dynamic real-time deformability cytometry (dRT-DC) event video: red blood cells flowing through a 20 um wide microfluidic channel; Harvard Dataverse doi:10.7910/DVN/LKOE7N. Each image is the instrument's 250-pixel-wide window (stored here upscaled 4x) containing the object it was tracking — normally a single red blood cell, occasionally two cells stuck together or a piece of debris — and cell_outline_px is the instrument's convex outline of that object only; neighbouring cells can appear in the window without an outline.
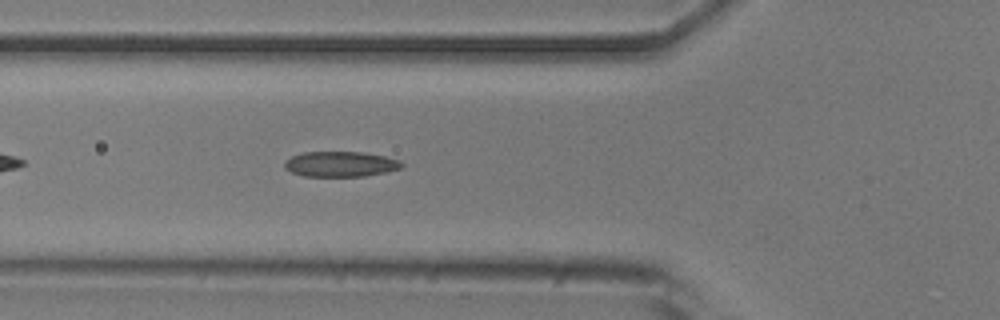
{"species": "common noctule bat (a hibernating species)", "species_latin": "Nyctalus noctula", "temperature_condition": "room temperature", "stored_images_in_passage": 39, "camera_frame_rate_fps": 3000, "um_per_image_px": 0.085, "animal": {"sex": "male", "body_mass_g": 20.5, "forearm_length_mm": 52.5}, "frame": {"image": 1, "passage_image": 7, "time_ms": 2.0, "image_size_px": [1000, 320], "cell_outline_px": [[404, 164], [400, 168], [388, 172], [364, 176], [304, 176], [292, 172], [284, 168], [284, 160], [292, 156], [304, 152], [360, 152], [384, 156], [400, 160]], "centroid_in_image_um": [28.94, 13.95], "position_along_channel_um": 96.9, "area_um2": 17.28}}
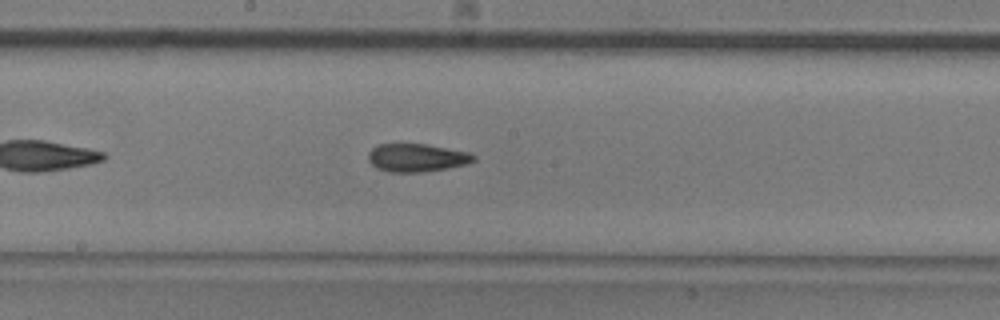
{"frame": {"image": 2, "passage_image": 16, "time_ms": 5.0, "image_size_px": [1000, 320], "cell_outline_px": [[476, 160], [468, 164], [448, 168], [420, 172], [388, 172], [376, 168], [368, 160], [368, 152], [376, 144], [428, 144], [472, 152], [476, 156]], "centroid_in_image_um": [35.46, 13.4], "position_along_channel_um": 212.7, "area_um2": 17.57}}
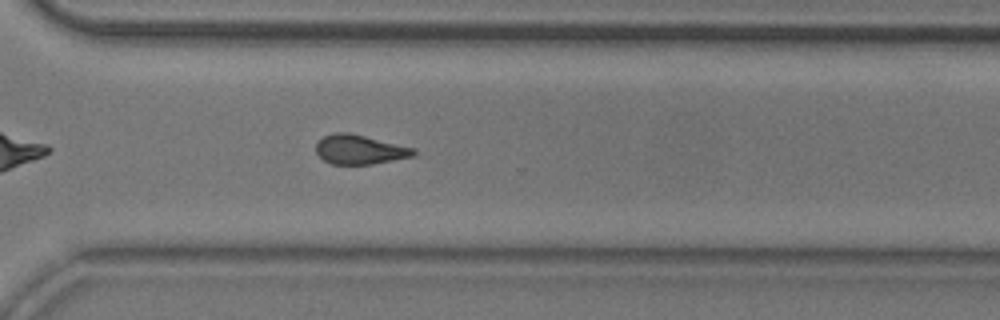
{"frame": {"image": 3, "passage_image": 26, "time_ms": 8.333, "image_size_px": [1000, 320], "cell_outline_px": [[416, 156], [372, 164], [332, 164], [324, 160], [316, 152], [316, 144], [324, 136], [336, 132], [348, 132], [416, 148]], "centroid_in_image_um": [30.61, 12.71], "position_along_channel_um": 340.0, "area_um2": 16.7}, "authors_computed_cell_mechanics": {"area_um2": 17.051, "velocity_mm_per_s": 3.8344, "shape_relaxation_time_tau1_ms": 7.5547, "shape_relaxation_time_tau2_ms": 4.0152, "deformation_change_tau1": 0.1545, "deformation_change_tau2": 0.1204}}